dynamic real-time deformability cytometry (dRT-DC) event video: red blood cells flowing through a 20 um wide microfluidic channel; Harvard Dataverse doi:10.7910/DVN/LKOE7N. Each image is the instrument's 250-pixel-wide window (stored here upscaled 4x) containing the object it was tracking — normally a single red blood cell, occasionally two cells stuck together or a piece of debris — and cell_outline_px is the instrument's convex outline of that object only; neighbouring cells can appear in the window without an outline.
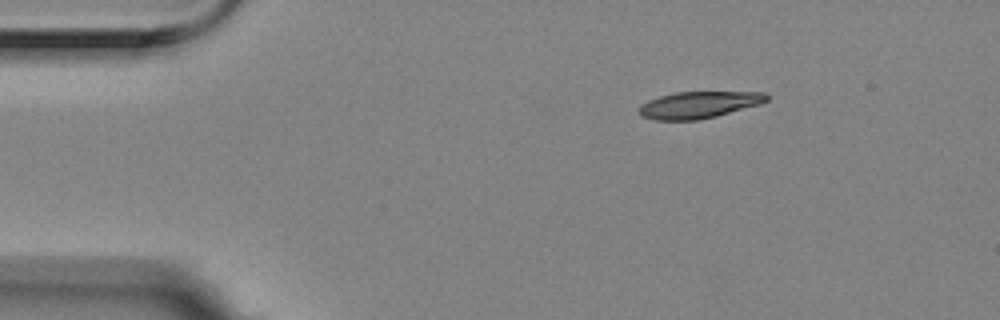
{"species": "Egyptian fruit bat (a non-hibernating species)", "species_latin": "Rousettus aegyptiacus", "temperature_condition": "room temperature", "stored_images_in_passage": 3, "camera_frame_rate_fps": 3000, "um_per_image_px": 0.085, "animal": {"sex": "female"}, "frame": {"image": 1, "passage_image": 1, "time_ms": 0.0, "image_size_px": [1000, 320], "cell_outline_px": [[768, 100], [760, 104], [716, 116], [700, 120], [652, 120], [640, 116], [640, 104], [648, 100], [660, 96], [676, 92], [764, 92], [768, 96]], "centroid_in_image_um": [59.37, 8.91], "position_along_channel_um": 25.6, "area_um2": 19.88}}